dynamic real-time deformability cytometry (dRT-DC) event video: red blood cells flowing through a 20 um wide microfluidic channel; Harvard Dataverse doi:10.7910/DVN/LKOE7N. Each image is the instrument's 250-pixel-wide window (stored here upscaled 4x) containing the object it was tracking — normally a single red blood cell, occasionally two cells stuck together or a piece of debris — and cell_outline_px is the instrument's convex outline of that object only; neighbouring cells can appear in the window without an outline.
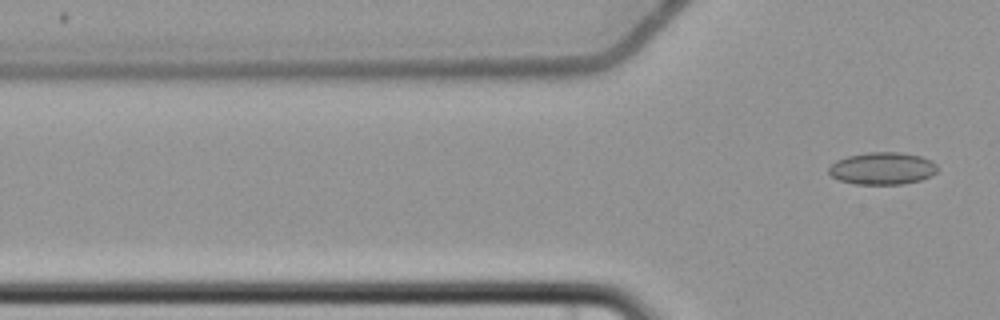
{"species": "common noctule bat (a hibernating species)", "species_latin": "Nyctalus noctula", "temperature_condition": "cold", "stored_images_in_passage": 5, "camera_frame_rate_fps": 3000, "um_per_image_px": 0.085, "animal": {"sex": "female", "body_mass_g": 22.7, "forearm_length_mm": 54.2}, "frame": {"image": 1, "passage_image": 5, "time_ms": 5.333, "image_size_px": [1000, 320], "cell_outline_px": [[936, 172], [932, 176], [920, 180], [900, 184], [856, 184], [840, 180], [832, 176], [828, 172], [828, 168], [836, 160], [848, 156], [868, 152], [900, 152], [920, 156], [932, 160], [936, 164]], "centroid_in_image_um": [75.01, 14.31], "position_along_channel_um": 50.8, "area_um2": 20.4}}